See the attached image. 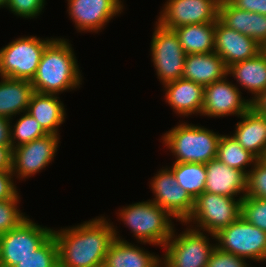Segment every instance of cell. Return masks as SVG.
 Here are the masks:
<instances>
[{
  "label": "cell",
  "instance_id": "1",
  "mask_svg": "<svg viewBox=\"0 0 266 267\" xmlns=\"http://www.w3.org/2000/svg\"><path fill=\"white\" fill-rule=\"evenodd\" d=\"M104 216L80 225L53 229L58 245L59 267H98L114 240L113 222Z\"/></svg>",
  "mask_w": 266,
  "mask_h": 267
},
{
  "label": "cell",
  "instance_id": "2",
  "mask_svg": "<svg viewBox=\"0 0 266 267\" xmlns=\"http://www.w3.org/2000/svg\"><path fill=\"white\" fill-rule=\"evenodd\" d=\"M55 38L44 50L36 74L31 81L34 92L60 95L82 85V74L72 44ZM72 89V90H71Z\"/></svg>",
  "mask_w": 266,
  "mask_h": 267
},
{
  "label": "cell",
  "instance_id": "3",
  "mask_svg": "<svg viewBox=\"0 0 266 267\" xmlns=\"http://www.w3.org/2000/svg\"><path fill=\"white\" fill-rule=\"evenodd\" d=\"M161 137L162 143L175 156L174 162L206 164L217 158L221 134L200 125L180 122Z\"/></svg>",
  "mask_w": 266,
  "mask_h": 267
},
{
  "label": "cell",
  "instance_id": "4",
  "mask_svg": "<svg viewBox=\"0 0 266 267\" xmlns=\"http://www.w3.org/2000/svg\"><path fill=\"white\" fill-rule=\"evenodd\" d=\"M116 214L119 220L131 230L137 242L143 243L142 245L148 243L161 246L163 249L172 236L174 218L150 199L119 208Z\"/></svg>",
  "mask_w": 266,
  "mask_h": 267
},
{
  "label": "cell",
  "instance_id": "5",
  "mask_svg": "<svg viewBox=\"0 0 266 267\" xmlns=\"http://www.w3.org/2000/svg\"><path fill=\"white\" fill-rule=\"evenodd\" d=\"M242 199L203 192L194 200L191 215L181 224H191L193 229L210 233V239L214 241L219 230L228 227L240 217Z\"/></svg>",
  "mask_w": 266,
  "mask_h": 267
},
{
  "label": "cell",
  "instance_id": "6",
  "mask_svg": "<svg viewBox=\"0 0 266 267\" xmlns=\"http://www.w3.org/2000/svg\"><path fill=\"white\" fill-rule=\"evenodd\" d=\"M55 38L23 36L0 49V77L32 81L45 48Z\"/></svg>",
  "mask_w": 266,
  "mask_h": 267
},
{
  "label": "cell",
  "instance_id": "7",
  "mask_svg": "<svg viewBox=\"0 0 266 267\" xmlns=\"http://www.w3.org/2000/svg\"><path fill=\"white\" fill-rule=\"evenodd\" d=\"M172 236L163 246L166 249L163 261L170 267H206L216 244L210 243L209 234L189 227ZM205 235H204V234Z\"/></svg>",
  "mask_w": 266,
  "mask_h": 267
},
{
  "label": "cell",
  "instance_id": "8",
  "mask_svg": "<svg viewBox=\"0 0 266 267\" xmlns=\"http://www.w3.org/2000/svg\"><path fill=\"white\" fill-rule=\"evenodd\" d=\"M216 247L226 253L266 262V232L246 222L242 217L215 234Z\"/></svg>",
  "mask_w": 266,
  "mask_h": 267
},
{
  "label": "cell",
  "instance_id": "9",
  "mask_svg": "<svg viewBox=\"0 0 266 267\" xmlns=\"http://www.w3.org/2000/svg\"><path fill=\"white\" fill-rule=\"evenodd\" d=\"M150 54L157 78L162 85L182 78L186 53L174 29L163 27L156 21Z\"/></svg>",
  "mask_w": 266,
  "mask_h": 267
},
{
  "label": "cell",
  "instance_id": "10",
  "mask_svg": "<svg viewBox=\"0 0 266 267\" xmlns=\"http://www.w3.org/2000/svg\"><path fill=\"white\" fill-rule=\"evenodd\" d=\"M52 234V228L38 225L28 216L16 228L0 235V267H14Z\"/></svg>",
  "mask_w": 266,
  "mask_h": 267
},
{
  "label": "cell",
  "instance_id": "11",
  "mask_svg": "<svg viewBox=\"0 0 266 267\" xmlns=\"http://www.w3.org/2000/svg\"><path fill=\"white\" fill-rule=\"evenodd\" d=\"M60 135L47 134L12 149V173L19 180L30 178L41 172L57 153Z\"/></svg>",
  "mask_w": 266,
  "mask_h": 267
},
{
  "label": "cell",
  "instance_id": "12",
  "mask_svg": "<svg viewBox=\"0 0 266 267\" xmlns=\"http://www.w3.org/2000/svg\"><path fill=\"white\" fill-rule=\"evenodd\" d=\"M166 167H162L151 179L149 187L154 195L151 201L176 221L184 223L193 211L194 199L179 185L170 167Z\"/></svg>",
  "mask_w": 266,
  "mask_h": 267
},
{
  "label": "cell",
  "instance_id": "13",
  "mask_svg": "<svg viewBox=\"0 0 266 267\" xmlns=\"http://www.w3.org/2000/svg\"><path fill=\"white\" fill-rule=\"evenodd\" d=\"M157 22L168 29L184 25L216 23L219 3L216 0H167Z\"/></svg>",
  "mask_w": 266,
  "mask_h": 267
},
{
  "label": "cell",
  "instance_id": "14",
  "mask_svg": "<svg viewBox=\"0 0 266 267\" xmlns=\"http://www.w3.org/2000/svg\"><path fill=\"white\" fill-rule=\"evenodd\" d=\"M238 85L227 80V75L204 87V101L201 116L226 117L241 116L251 106V99H245Z\"/></svg>",
  "mask_w": 266,
  "mask_h": 267
},
{
  "label": "cell",
  "instance_id": "15",
  "mask_svg": "<svg viewBox=\"0 0 266 267\" xmlns=\"http://www.w3.org/2000/svg\"><path fill=\"white\" fill-rule=\"evenodd\" d=\"M68 14L78 32L98 33L123 12L121 0H67Z\"/></svg>",
  "mask_w": 266,
  "mask_h": 267
},
{
  "label": "cell",
  "instance_id": "16",
  "mask_svg": "<svg viewBox=\"0 0 266 267\" xmlns=\"http://www.w3.org/2000/svg\"><path fill=\"white\" fill-rule=\"evenodd\" d=\"M263 48L252 38L225 26L219 19L215 23L214 52L226 67L255 57Z\"/></svg>",
  "mask_w": 266,
  "mask_h": 267
},
{
  "label": "cell",
  "instance_id": "17",
  "mask_svg": "<svg viewBox=\"0 0 266 267\" xmlns=\"http://www.w3.org/2000/svg\"><path fill=\"white\" fill-rule=\"evenodd\" d=\"M205 168L207 173L205 192L234 198L245 197L247 189L245 172L225 165L218 158L206 163Z\"/></svg>",
  "mask_w": 266,
  "mask_h": 267
},
{
  "label": "cell",
  "instance_id": "18",
  "mask_svg": "<svg viewBox=\"0 0 266 267\" xmlns=\"http://www.w3.org/2000/svg\"><path fill=\"white\" fill-rule=\"evenodd\" d=\"M165 102L173 112L185 118L192 115L201 116L204 101V86L193 81L179 78L163 85Z\"/></svg>",
  "mask_w": 266,
  "mask_h": 267
},
{
  "label": "cell",
  "instance_id": "19",
  "mask_svg": "<svg viewBox=\"0 0 266 267\" xmlns=\"http://www.w3.org/2000/svg\"><path fill=\"white\" fill-rule=\"evenodd\" d=\"M232 136L246 150L261 159L266 150V123L263 114L251 106L239 116Z\"/></svg>",
  "mask_w": 266,
  "mask_h": 267
},
{
  "label": "cell",
  "instance_id": "20",
  "mask_svg": "<svg viewBox=\"0 0 266 267\" xmlns=\"http://www.w3.org/2000/svg\"><path fill=\"white\" fill-rule=\"evenodd\" d=\"M114 240L104 258L105 267H151L160 257L119 236L114 226ZM136 245V246H135Z\"/></svg>",
  "mask_w": 266,
  "mask_h": 267
},
{
  "label": "cell",
  "instance_id": "21",
  "mask_svg": "<svg viewBox=\"0 0 266 267\" xmlns=\"http://www.w3.org/2000/svg\"><path fill=\"white\" fill-rule=\"evenodd\" d=\"M226 75L227 67L217 53L186 55L182 74L183 79L193 81L205 87L223 79Z\"/></svg>",
  "mask_w": 266,
  "mask_h": 267
},
{
  "label": "cell",
  "instance_id": "22",
  "mask_svg": "<svg viewBox=\"0 0 266 267\" xmlns=\"http://www.w3.org/2000/svg\"><path fill=\"white\" fill-rule=\"evenodd\" d=\"M232 76L239 87L250 92L253 102L266 89V53L262 50L255 57L227 67V76Z\"/></svg>",
  "mask_w": 266,
  "mask_h": 267
},
{
  "label": "cell",
  "instance_id": "23",
  "mask_svg": "<svg viewBox=\"0 0 266 267\" xmlns=\"http://www.w3.org/2000/svg\"><path fill=\"white\" fill-rule=\"evenodd\" d=\"M65 105L56 94L34 92L28 110L47 134L59 135V127L65 122Z\"/></svg>",
  "mask_w": 266,
  "mask_h": 267
},
{
  "label": "cell",
  "instance_id": "24",
  "mask_svg": "<svg viewBox=\"0 0 266 267\" xmlns=\"http://www.w3.org/2000/svg\"><path fill=\"white\" fill-rule=\"evenodd\" d=\"M0 78V116L13 119L28 110L34 89L28 80Z\"/></svg>",
  "mask_w": 266,
  "mask_h": 267
},
{
  "label": "cell",
  "instance_id": "25",
  "mask_svg": "<svg viewBox=\"0 0 266 267\" xmlns=\"http://www.w3.org/2000/svg\"><path fill=\"white\" fill-rule=\"evenodd\" d=\"M174 30L186 54L214 52L215 23L184 25Z\"/></svg>",
  "mask_w": 266,
  "mask_h": 267
},
{
  "label": "cell",
  "instance_id": "26",
  "mask_svg": "<svg viewBox=\"0 0 266 267\" xmlns=\"http://www.w3.org/2000/svg\"><path fill=\"white\" fill-rule=\"evenodd\" d=\"M217 158L225 165L243 171L248 174V168L254 166L257 157L250 151L244 149L231 135H221ZM246 168V169H245Z\"/></svg>",
  "mask_w": 266,
  "mask_h": 267
},
{
  "label": "cell",
  "instance_id": "27",
  "mask_svg": "<svg viewBox=\"0 0 266 267\" xmlns=\"http://www.w3.org/2000/svg\"><path fill=\"white\" fill-rule=\"evenodd\" d=\"M179 185L195 200L205 192L207 173L205 164L173 162L170 166Z\"/></svg>",
  "mask_w": 266,
  "mask_h": 267
},
{
  "label": "cell",
  "instance_id": "28",
  "mask_svg": "<svg viewBox=\"0 0 266 267\" xmlns=\"http://www.w3.org/2000/svg\"><path fill=\"white\" fill-rule=\"evenodd\" d=\"M21 115L20 118L16 120V123H13V125V121L11 119L12 149L47 135V133L40 126L39 122L32 115H30L29 112L25 111Z\"/></svg>",
  "mask_w": 266,
  "mask_h": 267
},
{
  "label": "cell",
  "instance_id": "29",
  "mask_svg": "<svg viewBox=\"0 0 266 267\" xmlns=\"http://www.w3.org/2000/svg\"><path fill=\"white\" fill-rule=\"evenodd\" d=\"M14 267H59L58 245L53 234L30 256Z\"/></svg>",
  "mask_w": 266,
  "mask_h": 267
},
{
  "label": "cell",
  "instance_id": "30",
  "mask_svg": "<svg viewBox=\"0 0 266 267\" xmlns=\"http://www.w3.org/2000/svg\"><path fill=\"white\" fill-rule=\"evenodd\" d=\"M218 19L227 27L249 36L250 12L237 9L230 2L219 4Z\"/></svg>",
  "mask_w": 266,
  "mask_h": 267
},
{
  "label": "cell",
  "instance_id": "31",
  "mask_svg": "<svg viewBox=\"0 0 266 267\" xmlns=\"http://www.w3.org/2000/svg\"><path fill=\"white\" fill-rule=\"evenodd\" d=\"M240 217L266 232V199L245 196Z\"/></svg>",
  "mask_w": 266,
  "mask_h": 267
},
{
  "label": "cell",
  "instance_id": "32",
  "mask_svg": "<svg viewBox=\"0 0 266 267\" xmlns=\"http://www.w3.org/2000/svg\"><path fill=\"white\" fill-rule=\"evenodd\" d=\"M20 199L18 192L12 199L0 201V235L16 228L28 217L17 206Z\"/></svg>",
  "mask_w": 266,
  "mask_h": 267
},
{
  "label": "cell",
  "instance_id": "33",
  "mask_svg": "<svg viewBox=\"0 0 266 267\" xmlns=\"http://www.w3.org/2000/svg\"><path fill=\"white\" fill-rule=\"evenodd\" d=\"M248 170L245 196L266 199V162L257 159Z\"/></svg>",
  "mask_w": 266,
  "mask_h": 267
},
{
  "label": "cell",
  "instance_id": "34",
  "mask_svg": "<svg viewBox=\"0 0 266 267\" xmlns=\"http://www.w3.org/2000/svg\"><path fill=\"white\" fill-rule=\"evenodd\" d=\"M46 0H8L6 8L18 17L37 18L46 5Z\"/></svg>",
  "mask_w": 266,
  "mask_h": 267
},
{
  "label": "cell",
  "instance_id": "35",
  "mask_svg": "<svg viewBox=\"0 0 266 267\" xmlns=\"http://www.w3.org/2000/svg\"><path fill=\"white\" fill-rule=\"evenodd\" d=\"M246 261L245 258L223 252L216 247L206 267H252Z\"/></svg>",
  "mask_w": 266,
  "mask_h": 267
},
{
  "label": "cell",
  "instance_id": "36",
  "mask_svg": "<svg viewBox=\"0 0 266 267\" xmlns=\"http://www.w3.org/2000/svg\"><path fill=\"white\" fill-rule=\"evenodd\" d=\"M249 37L262 48L266 45V15L250 12Z\"/></svg>",
  "mask_w": 266,
  "mask_h": 267
},
{
  "label": "cell",
  "instance_id": "37",
  "mask_svg": "<svg viewBox=\"0 0 266 267\" xmlns=\"http://www.w3.org/2000/svg\"><path fill=\"white\" fill-rule=\"evenodd\" d=\"M13 178L11 171L0 170V201L12 199L18 193Z\"/></svg>",
  "mask_w": 266,
  "mask_h": 267
},
{
  "label": "cell",
  "instance_id": "38",
  "mask_svg": "<svg viewBox=\"0 0 266 267\" xmlns=\"http://www.w3.org/2000/svg\"><path fill=\"white\" fill-rule=\"evenodd\" d=\"M237 9L266 15V0H231Z\"/></svg>",
  "mask_w": 266,
  "mask_h": 267
},
{
  "label": "cell",
  "instance_id": "39",
  "mask_svg": "<svg viewBox=\"0 0 266 267\" xmlns=\"http://www.w3.org/2000/svg\"><path fill=\"white\" fill-rule=\"evenodd\" d=\"M0 146H9L11 144V119L0 116Z\"/></svg>",
  "mask_w": 266,
  "mask_h": 267
},
{
  "label": "cell",
  "instance_id": "40",
  "mask_svg": "<svg viewBox=\"0 0 266 267\" xmlns=\"http://www.w3.org/2000/svg\"><path fill=\"white\" fill-rule=\"evenodd\" d=\"M0 170L12 171V149L9 146H0Z\"/></svg>",
  "mask_w": 266,
  "mask_h": 267
},
{
  "label": "cell",
  "instance_id": "41",
  "mask_svg": "<svg viewBox=\"0 0 266 267\" xmlns=\"http://www.w3.org/2000/svg\"><path fill=\"white\" fill-rule=\"evenodd\" d=\"M252 106L261 114H266V89L252 102Z\"/></svg>",
  "mask_w": 266,
  "mask_h": 267
},
{
  "label": "cell",
  "instance_id": "42",
  "mask_svg": "<svg viewBox=\"0 0 266 267\" xmlns=\"http://www.w3.org/2000/svg\"><path fill=\"white\" fill-rule=\"evenodd\" d=\"M157 267H170L168 264H166L162 258H159L157 260Z\"/></svg>",
  "mask_w": 266,
  "mask_h": 267
},
{
  "label": "cell",
  "instance_id": "43",
  "mask_svg": "<svg viewBox=\"0 0 266 267\" xmlns=\"http://www.w3.org/2000/svg\"><path fill=\"white\" fill-rule=\"evenodd\" d=\"M8 0H0V8H6Z\"/></svg>",
  "mask_w": 266,
  "mask_h": 267
},
{
  "label": "cell",
  "instance_id": "44",
  "mask_svg": "<svg viewBox=\"0 0 266 267\" xmlns=\"http://www.w3.org/2000/svg\"><path fill=\"white\" fill-rule=\"evenodd\" d=\"M219 4L230 2L231 0H216Z\"/></svg>",
  "mask_w": 266,
  "mask_h": 267
},
{
  "label": "cell",
  "instance_id": "45",
  "mask_svg": "<svg viewBox=\"0 0 266 267\" xmlns=\"http://www.w3.org/2000/svg\"><path fill=\"white\" fill-rule=\"evenodd\" d=\"M264 162H266V150H265V153L263 155V157L261 158Z\"/></svg>",
  "mask_w": 266,
  "mask_h": 267
},
{
  "label": "cell",
  "instance_id": "46",
  "mask_svg": "<svg viewBox=\"0 0 266 267\" xmlns=\"http://www.w3.org/2000/svg\"><path fill=\"white\" fill-rule=\"evenodd\" d=\"M151 267H157V261Z\"/></svg>",
  "mask_w": 266,
  "mask_h": 267
},
{
  "label": "cell",
  "instance_id": "47",
  "mask_svg": "<svg viewBox=\"0 0 266 267\" xmlns=\"http://www.w3.org/2000/svg\"><path fill=\"white\" fill-rule=\"evenodd\" d=\"M263 51L266 53V45L263 47Z\"/></svg>",
  "mask_w": 266,
  "mask_h": 267
}]
</instances>
